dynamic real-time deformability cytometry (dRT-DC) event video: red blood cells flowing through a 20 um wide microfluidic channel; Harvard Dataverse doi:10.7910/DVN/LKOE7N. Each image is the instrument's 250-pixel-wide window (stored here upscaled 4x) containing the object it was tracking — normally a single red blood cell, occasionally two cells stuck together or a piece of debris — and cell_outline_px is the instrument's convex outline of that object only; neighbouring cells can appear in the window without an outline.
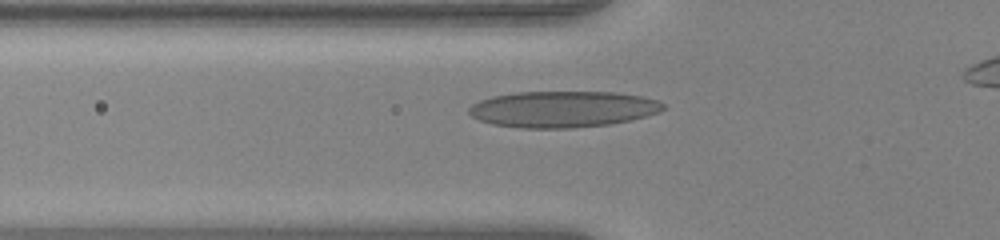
{"species": "human", "species_latin": "Homo sapiens", "temperature_condition": "warm", "stored_images_in_passage": 37, "camera_frame_rate_fps": 3000, "um_per_image_px": 0.085, "donor": {"sex": "female"}, "frame": {"image": 1, "passage_image": 9, "time_ms": 2.667, "image_size_px": [1000, 240], "cell_outline_px": [[668, 108], [660, 112], [632, 120], [608, 124], [572, 128], [520, 128], [492, 124], [480, 120], [472, 116], [468, 112], [468, 108], [472, 104], [480, 100], [492, 96], [516, 92], [616, 92], [644, 96], [656, 100], [664, 104]], "centroid_in_image_um": [47.86, 9.27], "position_along_channel_um": 77.9, "area_um2": 41.33}}
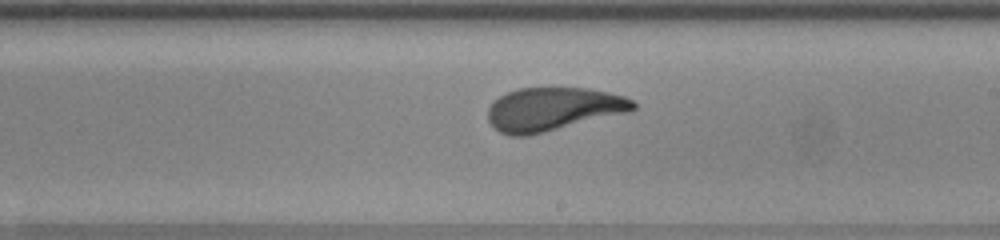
{"frame": {"image": 2, "passage_image": 21, "time_ms": 6.667, "image_size_px": [1000, 240], "cell_outline_px": [[636, 108], [632, 112], [528, 136], [512, 136], [500, 132], [488, 120], [488, 108], [492, 100], [508, 92], [520, 88], [588, 88], [608, 92], [624, 96], [632, 100], [636, 104]], "centroid_in_image_um": [47.04, 9.28], "position_along_channel_um": 242.0, "area_um2": 36.99}}
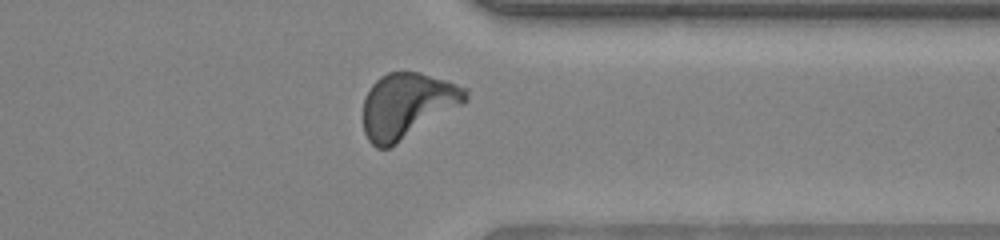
{"frame": {"image": 3, "passage_image": 31, "time_ms": 10.0, "image_size_px": [1000, 240], "cell_outline_px": [[468, 100], [464, 104], [396, 144], [388, 148], [376, 148], [368, 140], [364, 132], [364, 96], [372, 84], [380, 76], [388, 72], [420, 72], [468, 88]], "centroid_in_image_um": [34.62, 8.96], "position_along_channel_um": 376.8, "area_um2": 38.9}}